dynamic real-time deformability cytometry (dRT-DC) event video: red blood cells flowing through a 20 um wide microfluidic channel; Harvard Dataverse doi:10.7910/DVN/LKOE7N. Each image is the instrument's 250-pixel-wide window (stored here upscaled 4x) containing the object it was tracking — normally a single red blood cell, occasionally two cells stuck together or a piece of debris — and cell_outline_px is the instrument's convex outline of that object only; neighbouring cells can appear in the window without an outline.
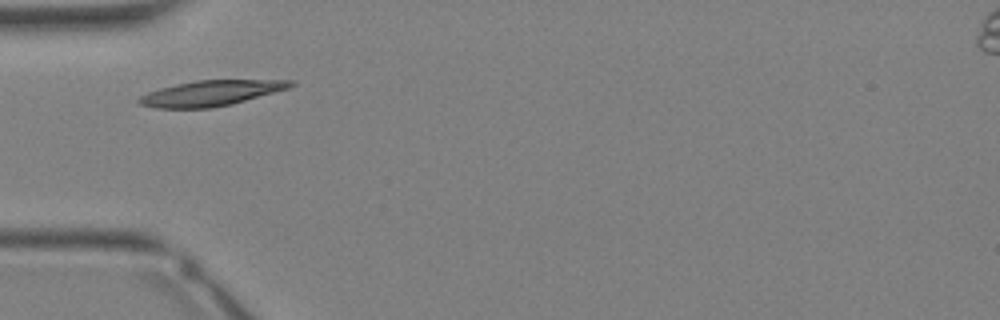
{"species": "Egyptian fruit bat (a non-hibernating species)", "species_latin": "Rousettus aegyptiacus", "temperature_condition": "warm", "stored_images_in_passage": 24, "camera_frame_rate_fps": 3000, "um_per_image_px": 0.085, "animal": {"sex": "female"}, "frame": {"image": 1, "passage_image": 1, "time_ms": 0.0, "image_size_px": [1000, 320], "cell_outline_px": [[296, 84], [288, 88], [232, 104], [208, 108], [156, 108], [140, 104], [136, 100], [140, 96], [148, 92], [160, 88], [176, 84], [196, 80], [296, 80]], "centroid_in_image_um": [17.91, 7.91], "position_along_channel_um": 67.1, "area_um2": 22.31}}
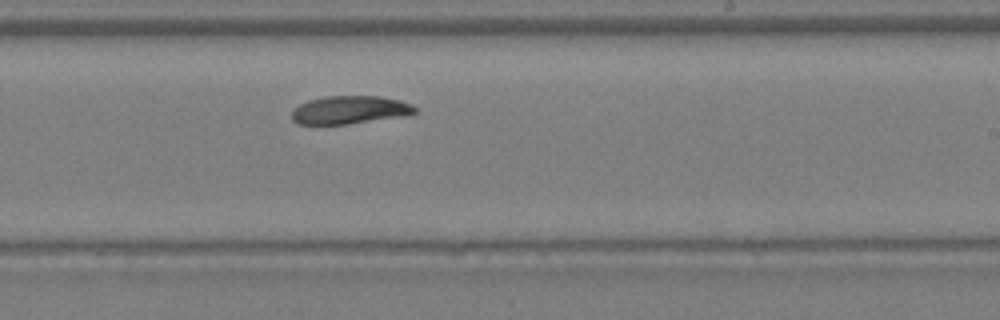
{"frame": {"image": 2, "passage_image": 11, "time_ms": 3.333, "image_size_px": [1000, 320], "cell_outline_px": [[416, 112], [400, 116], [348, 124], [300, 124], [292, 120], [292, 112], [300, 104], [308, 100], [324, 96], [380, 96], [400, 100], [412, 104], [416, 108]], "centroid_in_image_um": [29.72, 9.33], "position_along_channel_um": 259.3, "area_um2": 19.94}}
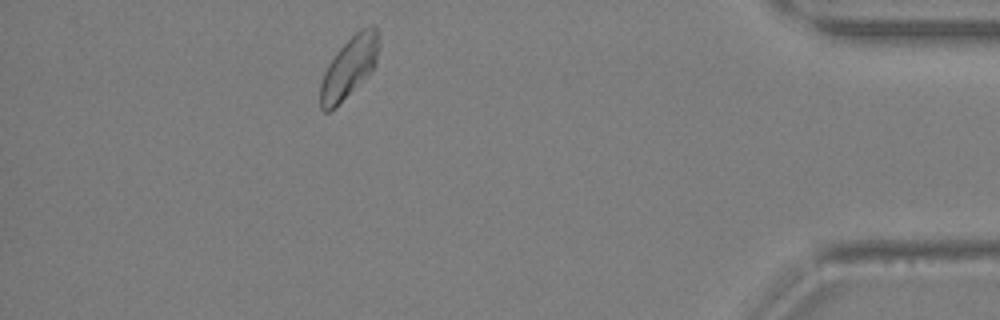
{"frame": {"image": 3, "passage_image": 21, "time_ms": 6.667, "image_size_px": [1000, 320], "cell_outline_px": [[380, 48], [376, 64], [336, 108], [328, 112], [324, 112], [320, 108], [320, 84], [324, 72], [328, 64], [336, 52], [360, 28], [368, 24], [372, 24], [376, 28], [380, 44]], "centroid_in_image_um": [29.68, 5.7], "position_along_channel_um": 405.5, "area_um2": 20.75}}